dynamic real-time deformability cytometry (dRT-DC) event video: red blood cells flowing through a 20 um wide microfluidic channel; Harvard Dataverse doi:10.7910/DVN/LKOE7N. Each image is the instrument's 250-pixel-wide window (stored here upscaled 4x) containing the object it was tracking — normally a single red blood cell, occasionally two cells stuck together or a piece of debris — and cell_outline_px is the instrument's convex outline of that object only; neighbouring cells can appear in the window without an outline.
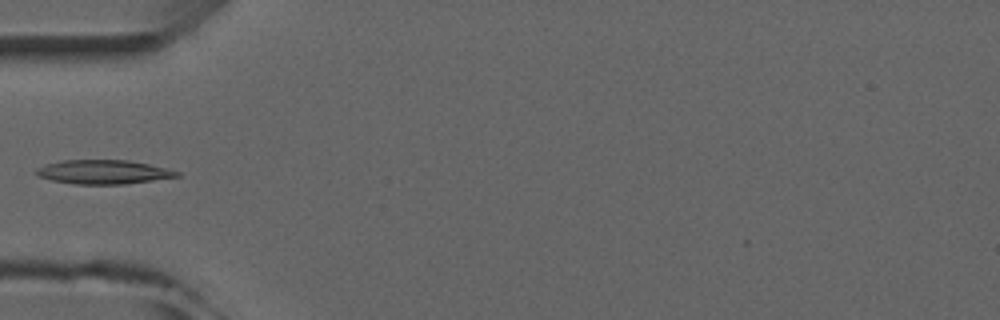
{"species": "common noctule bat (a hibernating species)", "species_latin": "Nyctalus noctula", "temperature_condition": "room temperature", "stored_images_in_passage": 6, "camera_frame_rate_fps": 3000, "um_per_image_px": 0.085, "animal": {"sex": "male", "forearm_length_mm": 52.5}, "frame": {"image": 1, "passage_image": 6, "time_ms": 5.333, "image_size_px": [1000, 320], "cell_outline_px": [[180, 176], [124, 184], [76, 184], [52, 180], [36, 176], [36, 168], [44, 164], [64, 160], [128, 160], [148, 164], [180, 172]], "centroid_in_image_um": [8.73, 14.61], "position_along_channel_um": 76.3, "area_um2": 19.54}}